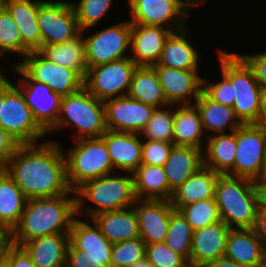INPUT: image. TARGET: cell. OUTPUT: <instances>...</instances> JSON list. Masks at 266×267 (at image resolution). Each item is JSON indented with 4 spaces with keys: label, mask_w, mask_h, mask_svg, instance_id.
Here are the masks:
<instances>
[{
    "label": "cell",
    "mask_w": 266,
    "mask_h": 267,
    "mask_svg": "<svg viewBox=\"0 0 266 267\" xmlns=\"http://www.w3.org/2000/svg\"><path fill=\"white\" fill-rule=\"evenodd\" d=\"M42 142L20 144L4 169L28 199L62 196L71 191L59 141Z\"/></svg>",
    "instance_id": "cell-1"
},
{
    "label": "cell",
    "mask_w": 266,
    "mask_h": 267,
    "mask_svg": "<svg viewBox=\"0 0 266 267\" xmlns=\"http://www.w3.org/2000/svg\"><path fill=\"white\" fill-rule=\"evenodd\" d=\"M76 217V194L73 190L62 196L28 199L19 223L10 232V242L20 246L38 237L70 233Z\"/></svg>",
    "instance_id": "cell-2"
},
{
    "label": "cell",
    "mask_w": 266,
    "mask_h": 267,
    "mask_svg": "<svg viewBox=\"0 0 266 267\" xmlns=\"http://www.w3.org/2000/svg\"><path fill=\"white\" fill-rule=\"evenodd\" d=\"M215 200L220 220L228 227L252 229L261 202L260 185L250 179L220 174Z\"/></svg>",
    "instance_id": "cell-3"
},
{
    "label": "cell",
    "mask_w": 266,
    "mask_h": 267,
    "mask_svg": "<svg viewBox=\"0 0 266 267\" xmlns=\"http://www.w3.org/2000/svg\"><path fill=\"white\" fill-rule=\"evenodd\" d=\"M217 55L221 73L233 85L236 116L243 124L255 123L266 94L257 82L253 68L235 52L217 49Z\"/></svg>",
    "instance_id": "cell-4"
},
{
    "label": "cell",
    "mask_w": 266,
    "mask_h": 267,
    "mask_svg": "<svg viewBox=\"0 0 266 267\" xmlns=\"http://www.w3.org/2000/svg\"><path fill=\"white\" fill-rule=\"evenodd\" d=\"M75 194L77 216H83L84 211L90 217L89 219L102 212L131 207L136 200L131 173L125 175L111 173L89 180L78 187ZM85 201L91 202L95 207L85 205L83 203Z\"/></svg>",
    "instance_id": "cell-5"
},
{
    "label": "cell",
    "mask_w": 266,
    "mask_h": 267,
    "mask_svg": "<svg viewBox=\"0 0 266 267\" xmlns=\"http://www.w3.org/2000/svg\"><path fill=\"white\" fill-rule=\"evenodd\" d=\"M65 127L77 130V134L72 135V140L102 137L108 130L104 102L85 87L63 96L56 124L47 133L61 131Z\"/></svg>",
    "instance_id": "cell-6"
},
{
    "label": "cell",
    "mask_w": 266,
    "mask_h": 267,
    "mask_svg": "<svg viewBox=\"0 0 266 267\" xmlns=\"http://www.w3.org/2000/svg\"><path fill=\"white\" fill-rule=\"evenodd\" d=\"M74 147L64 152L68 186L75 191L84 182L114 173L106 143L102 137L74 140Z\"/></svg>",
    "instance_id": "cell-7"
},
{
    "label": "cell",
    "mask_w": 266,
    "mask_h": 267,
    "mask_svg": "<svg viewBox=\"0 0 266 267\" xmlns=\"http://www.w3.org/2000/svg\"><path fill=\"white\" fill-rule=\"evenodd\" d=\"M127 1L131 24L161 26L173 32L186 28L189 11L194 6H199V0Z\"/></svg>",
    "instance_id": "cell-8"
},
{
    "label": "cell",
    "mask_w": 266,
    "mask_h": 267,
    "mask_svg": "<svg viewBox=\"0 0 266 267\" xmlns=\"http://www.w3.org/2000/svg\"><path fill=\"white\" fill-rule=\"evenodd\" d=\"M266 171V136L254 124H242L236 130L234 167L227 175L260 183Z\"/></svg>",
    "instance_id": "cell-9"
},
{
    "label": "cell",
    "mask_w": 266,
    "mask_h": 267,
    "mask_svg": "<svg viewBox=\"0 0 266 267\" xmlns=\"http://www.w3.org/2000/svg\"><path fill=\"white\" fill-rule=\"evenodd\" d=\"M15 84L4 95L0 127L19 144L39 143L48 133L35 120L21 90Z\"/></svg>",
    "instance_id": "cell-10"
},
{
    "label": "cell",
    "mask_w": 266,
    "mask_h": 267,
    "mask_svg": "<svg viewBox=\"0 0 266 267\" xmlns=\"http://www.w3.org/2000/svg\"><path fill=\"white\" fill-rule=\"evenodd\" d=\"M137 64L126 57L87 69L84 87L97 99L106 101L126 96Z\"/></svg>",
    "instance_id": "cell-11"
},
{
    "label": "cell",
    "mask_w": 266,
    "mask_h": 267,
    "mask_svg": "<svg viewBox=\"0 0 266 267\" xmlns=\"http://www.w3.org/2000/svg\"><path fill=\"white\" fill-rule=\"evenodd\" d=\"M86 45L87 69L126 57L131 44V23L129 20L102 28L91 35L84 36ZM129 48V49H128Z\"/></svg>",
    "instance_id": "cell-12"
},
{
    "label": "cell",
    "mask_w": 266,
    "mask_h": 267,
    "mask_svg": "<svg viewBox=\"0 0 266 267\" xmlns=\"http://www.w3.org/2000/svg\"><path fill=\"white\" fill-rule=\"evenodd\" d=\"M17 64L32 80L48 85L61 97L84 87V78L74 69L47 60L39 51L29 52Z\"/></svg>",
    "instance_id": "cell-13"
},
{
    "label": "cell",
    "mask_w": 266,
    "mask_h": 267,
    "mask_svg": "<svg viewBox=\"0 0 266 267\" xmlns=\"http://www.w3.org/2000/svg\"><path fill=\"white\" fill-rule=\"evenodd\" d=\"M42 46L65 43L81 33L71 1H45L38 7Z\"/></svg>",
    "instance_id": "cell-14"
},
{
    "label": "cell",
    "mask_w": 266,
    "mask_h": 267,
    "mask_svg": "<svg viewBox=\"0 0 266 267\" xmlns=\"http://www.w3.org/2000/svg\"><path fill=\"white\" fill-rule=\"evenodd\" d=\"M11 68L21 76L16 86L21 90L35 120L48 132L59 117L62 97L48 85L32 80L17 64Z\"/></svg>",
    "instance_id": "cell-15"
},
{
    "label": "cell",
    "mask_w": 266,
    "mask_h": 267,
    "mask_svg": "<svg viewBox=\"0 0 266 267\" xmlns=\"http://www.w3.org/2000/svg\"><path fill=\"white\" fill-rule=\"evenodd\" d=\"M108 130L140 134L151 119L154 106L128 95L104 101Z\"/></svg>",
    "instance_id": "cell-16"
},
{
    "label": "cell",
    "mask_w": 266,
    "mask_h": 267,
    "mask_svg": "<svg viewBox=\"0 0 266 267\" xmlns=\"http://www.w3.org/2000/svg\"><path fill=\"white\" fill-rule=\"evenodd\" d=\"M152 67L156 70L164 97L169 104H194L202 92V76L198 74L199 70Z\"/></svg>",
    "instance_id": "cell-17"
},
{
    "label": "cell",
    "mask_w": 266,
    "mask_h": 267,
    "mask_svg": "<svg viewBox=\"0 0 266 267\" xmlns=\"http://www.w3.org/2000/svg\"><path fill=\"white\" fill-rule=\"evenodd\" d=\"M232 228L222 220L194 230L190 253V267H206L224 257L226 243Z\"/></svg>",
    "instance_id": "cell-18"
},
{
    "label": "cell",
    "mask_w": 266,
    "mask_h": 267,
    "mask_svg": "<svg viewBox=\"0 0 266 267\" xmlns=\"http://www.w3.org/2000/svg\"><path fill=\"white\" fill-rule=\"evenodd\" d=\"M138 218L140 237L146 244L164 242L171 213L170 201L136 199L133 205Z\"/></svg>",
    "instance_id": "cell-19"
},
{
    "label": "cell",
    "mask_w": 266,
    "mask_h": 267,
    "mask_svg": "<svg viewBox=\"0 0 266 267\" xmlns=\"http://www.w3.org/2000/svg\"><path fill=\"white\" fill-rule=\"evenodd\" d=\"M168 28L131 24L130 58L138 66H153L161 57L162 50L169 35Z\"/></svg>",
    "instance_id": "cell-20"
},
{
    "label": "cell",
    "mask_w": 266,
    "mask_h": 267,
    "mask_svg": "<svg viewBox=\"0 0 266 267\" xmlns=\"http://www.w3.org/2000/svg\"><path fill=\"white\" fill-rule=\"evenodd\" d=\"M137 133L107 130L102 136L113 168L133 173L142 161V137ZM141 140V141H140Z\"/></svg>",
    "instance_id": "cell-21"
},
{
    "label": "cell",
    "mask_w": 266,
    "mask_h": 267,
    "mask_svg": "<svg viewBox=\"0 0 266 267\" xmlns=\"http://www.w3.org/2000/svg\"><path fill=\"white\" fill-rule=\"evenodd\" d=\"M69 244V233H57L29 240L20 246L36 267H58L66 265Z\"/></svg>",
    "instance_id": "cell-22"
},
{
    "label": "cell",
    "mask_w": 266,
    "mask_h": 267,
    "mask_svg": "<svg viewBox=\"0 0 266 267\" xmlns=\"http://www.w3.org/2000/svg\"><path fill=\"white\" fill-rule=\"evenodd\" d=\"M188 29L172 32L165 42L161 57L153 66H163L178 70H199L200 54L191 43Z\"/></svg>",
    "instance_id": "cell-23"
},
{
    "label": "cell",
    "mask_w": 266,
    "mask_h": 267,
    "mask_svg": "<svg viewBox=\"0 0 266 267\" xmlns=\"http://www.w3.org/2000/svg\"><path fill=\"white\" fill-rule=\"evenodd\" d=\"M90 220L96 223L111 244L140 237L138 218L133 206L102 212Z\"/></svg>",
    "instance_id": "cell-24"
},
{
    "label": "cell",
    "mask_w": 266,
    "mask_h": 267,
    "mask_svg": "<svg viewBox=\"0 0 266 267\" xmlns=\"http://www.w3.org/2000/svg\"><path fill=\"white\" fill-rule=\"evenodd\" d=\"M74 219L70 229V243L85 255L100 261H111L112 246L94 221ZM93 223V224H91Z\"/></svg>",
    "instance_id": "cell-25"
},
{
    "label": "cell",
    "mask_w": 266,
    "mask_h": 267,
    "mask_svg": "<svg viewBox=\"0 0 266 267\" xmlns=\"http://www.w3.org/2000/svg\"><path fill=\"white\" fill-rule=\"evenodd\" d=\"M44 0H7L5 9L17 23L22 43L30 51L42 47L41 32L37 24L38 7Z\"/></svg>",
    "instance_id": "cell-26"
},
{
    "label": "cell",
    "mask_w": 266,
    "mask_h": 267,
    "mask_svg": "<svg viewBox=\"0 0 266 267\" xmlns=\"http://www.w3.org/2000/svg\"><path fill=\"white\" fill-rule=\"evenodd\" d=\"M219 175L220 173L202 166L173 191L170 200L172 207L179 210L187 204L215 198V186Z\"/></svg>",
    "instance_id": "cell-27"
},
{
    "label": "cell",
    "mask_w": 266,
    "mask_h": 267,
    "mask_svg": "<svg viewBox=\"0 0 266 267\" xmlns=\"http://www.w3.org/2000/svg\"><path fill=\"white\" fill-rule=\"evenodd\" d=\"M199 110L194 104L179 105L175 109L173 144L204 150L205 134ZM206 138L204 139V137ZM204 139V140H203Z\"/></svg>",
    "instance_id": "cell-28"
},
{
    "label": "cell",
    "mask_w": 266,
    "mask_h": 267,
    "mask_svg": "<svg viewBox=\"0 0 266 267\" xmlns=\"http://www.w3.org/2000/svg\"><path fill=\"white\" fill-rule=\"evenodd\" d=\"M204 166L203 150L173 146L163 166L169 188L174 191Z\"/></svg>",
    "instance_id": "cell-29"
},
{
    "label": "cell",
    "mask_w": 266,
    "mask_h": 267,
    "mask_svg": "<svg viewBox=\"0 0 266 267\" xmlns=\"http://www.w3.org/2000/svg\"><path fill=\"white\" fill-rule=\"evenodd\" d=\"M265 255L266 250L253 229H231L224 257L240 265L254 267Z\"/></svg>",
    "instance_id": "cell-30"
},
{
    "label": "cell",
    "mask_w": 266,
    "mask_h": 267,
    "mask_svg": "<svg viewBox=\"0 0 266 267\" xmlns=\"http://www.w3.org/2000/svg\"><path fill=\"white\" fill-rule=\"evenodd\" d=\"M132 175L136 199L171 200L173 191L162 166L141 164Z\"/></svg>",
    "instance_id": "cell-31"
},
{
    "label": "cell",
    "mask_w": 266,
    "mask_h": 267,
    "mask_svg": "<svg viewBox=\"0 0 266 267\" xmlns=\"http://www.w3.org/2000/svg\"><path fill=\"white\" fill-rule=\"evenodd\" d=\"M194 105L200 113L204 132L210 131L213 135L233 132L243 123L236 116L233 107L221 105L210 100L203 92L195 100Z\"/></svg>",
    "instance_id": "cell-32"
},
{
    "label": "cell",
    "mask_w": 266,
    "mask_h": 267,
    "mask_svg": "<svg viewBox=\"0 0 266 267\" xmlns=\"http://www.w3.org/2000/svg\"><path fill=\"white\" fill-rule=\"evenodd\" d=\"M38 51L47 60L57 65L74 69L85 78L87 62L83 32L65 43L43 45Z\"/></svg>",
    "instance_id": "cell-33"
},
{
    "label": "cell",
    "mask_w": 266,
    "mask_h": 267,
    "mask_svg": "<svg viewBox=\"0 0 266 267\" xmlns=\"http://www.w3.org/2000/svg\"><path fill=\"white\" fill-rule=\"evenodd\" d=\"M229 133L208 135L203 150L204 166L220 174H227L235 163L236 130Z\"/></svg>",
    "instance_id": "cell-34"
},
{
    "label": "cell",
    "mask_w": 266,
    "mask_h": 267,
    "mask_svg": "<svg viewBox=\"0 0 266 267\" xmlns=\"http://www.w3.org/2000/svg\"><path fill=\"white\" fill-rule=\"evenodd\" d=\"M28 198L5 170H0V226L11 232L19 223Z\"/></svg>",
    "instance_id": "cell-35"
},
{
    "label": "cell",
    "mask_w": 266,
    "mask_h": 267,
    "mask_svg": "<svg viewBox=\"0 0 266 267\" xmlns=\"http://www.w3.org/2000/svg\"><path fill=\"white\" fill-rule=\"evenodd\" d=\"M127 95L155 108L169 104L164 97L156 70L152 66H137Z\"/></svg>",
    "instance_id": "cell-36"
},
{
    "label": "cell",
    "mask_w": 266,
    "mask_h": 267,
    "mask_svg": "<svg viewBox=\"0 0 266 267\" xmlns=\"http://www.w3.org/2000/svg\"><path fill=\"white\" fill-rule=\"evenodd\" d=\"M194 230L179 210L170 215L169 227L164 243L181 255L190 265L191 244Z\"/></svg>",
    "instance_id": "cell-37"
},
{
    "label": "cell",
    "mask_w": 266,
    "mask_h": 267,
    "mask_svg": "<svg viewBox=\"0 0 266 267\" xmlns=\"http://www.w3.org/2000/svg\"><path fill=\"white\" fill-rule=\"evenodd\" d=\"M176 106L178 107V105L168 104L166 106L156 107L152 113L151 119L140 133L141 137H145L142 140L173 143L174 108Z\"/></svg>",
    "instance_id": "cell-38"
},
{
    "label": "cell",
    "mask_w": 266,
    "mask_h": 267,
    "mask_svg": "<svg viewBox=\"0 0 266 267\" xmlns=\"http://www.w3.org/2000/svg\"><path fill=\"white\" fill-rule=\"evenodd\" d=\"M29 52L31 51L22 43L17 23L6 9L0 11V57L14 53L24 58Z\"/></svg>",
    "instance_id": "cell-39"
},
{
    "label": "cell",
    "mask_w": 266,
    "mask_h": 267,
    "mask_svg": "<svg viewBox=\"0 0 266 267\" xmlns=\"http://www.w3.org/2000/svg\"><path fill=\"white\" fill-rule=\"evenodd\" d=\"M179 211L186 218L193 230H199L207 225L220 221L215 198L187 204L182 206Z\"/></svg>",
    "instance_id": "cell-40"
},
{
    "label": "cell",
    "mask_w": 266,
    "mask_h": 267,
    "mask_svg": "<svg viewBox=\"0 0 266 267\" xmlns=\"http://www.w3.org/2000/svg\"><path fill=\"white\" fill-rule=\"evenodd\" d=\"M112 2L114 0H79L77 4L71 2L81 32L94 28L111 9Z\"/></svg>",
    "instance_id": "cell-41"
},
{
    "label": "cell",
    "mask_w": 266,
    "mask_h": 267,
    "mask_svg": "<svg viewBox=\"0 0 266 267\" xmlns=\"http://www.w3.org/2000/svg\"><path fill=\"white\" fill-rule=\"evenodd\" d=\"M146 243L141 237L115 243L112 246L111 267H130L145 258Z\"/></svg>",
    "instance_id": "cell-42"
},
{
    "label": "cell",
    "mask_w": 266,
    "mask_h": 267,
    "mask_svg": "<svg viewBox=\"0 0 266 267\" xmlns=\"http://www.w3.org/2000/svg\"><path fill=\"white\" fill-rule=\"evenodd\" d=\"M145 257L153 267H190L181 255L173 252L164 242L146 244Z\"/></svg>",
    "instance_id": "cell-43"
},
{
    "label": "cell",
    "mask_w": 266,
    "mask_h": 267,
    "mask_svg": "<svg viewBox=\"0 0 266 267\" xmlns=\"http://www.w3.org/2000/svg\"><path fill=\"white\" fill-rule=\"evenodd\" d=\"M221 78V81L214 84L202 77V92L216 103L233 107L235 103L233 85L222 73Z\"/></svg>",
    "instance_id": "cell-44"
},
{
    "label": "cell",
    "mask_w": 266,
    "mask_h": 267,
    "mask_svg": "<svg viewBox=\"0 0 266 267\" xmlns=\"http://www.w3.org/2000/svg\"><path fill=\"white\" fill-rule=\"evenodd\" d=\"M173 143L156 140L142 141L141 164L164 166L173 148Z\"/></svg>",
    "instance_id": "cell-45"
},
{
    "label": "cell",
    "mask_w": 266,
    "mask_h": 267,
    "mask_svg": "<svg viewBox=\"0 0 266 267\" xmlns=\"http://www.w3.org/2000/svg\"><path fill=\"white\" fill-rule=\"evenodd\" d=\"M66 267H111V261H100L87 256L84 251L76 249L70 243L67 250Z\"/></svg>",
    "instance_id": "cell-46"
},
{
    "label": "cell",
    "mask_w": 266,
    "mask_h": 267,
    "mask_svg": "<svg viewBox=\"0 0 266 267\" xmlns=\"http://www.w3.org/2000/svg\"><path fill=\"white\" fill-rule=\"evenodd\" d=\"M253 68L256 80L266 94V51L256 54H240Z\"/></svg>",
    "instance_id": "cell-47"
},
{
    "label": "cell",
    "mask_w": 266,
    "mask_h": 267,
    "mask_svg": "<svg viewBox=\"0 0 266 267\" xmlns=\"http://www.w3.org/2000/svg\"><path fill=\"white\" fill-rule=\"evenodd\" d=\"M4 258L11 267H36L26 251L18 245L10 243L4 253Z\"/></svg>",
    "instance_id": "cell-48"
},
{
    "label": "cell",
    "mask_w": 266,
    "mask_h": 267,
    "mask_svg": "<svg viewBox=\"0 0 266 267\" xmlns=\"http://www.w3.org/2000/svg\"><path fill=\"white\" fill-rule=\"evenodd\" d=\"M19 143L0 127V170H4L9 159L19 147Z\"/></svg>",
    "instance_id": "cell-49"
},
{
    "label": "cell",
    "mask_w": 266,
    "mask_h": 267,
    "mask_svg": "<svg viewBox=\"0 0 266 267\" xmlns=\"http://www.w3.org/2000/svg\"><path fill=\"white\" fill-rule=\"evenodd\" d=\"M252 229L266 250V205L262 201L258 206L255 223Z\"/></svg>",
    "instance_id": "cell-50"
},
{
    "label": "cell",
    "mask_w": 266,
    "mask_h": 267,
    "mask_svg": "<svg viewBox=\"0 0 266 267\" xmlns=\"http://www.w3.org/2000/svg\"><path fill=\"white\" fill-rule=\"evenodd\" d=\"M10 243V232L0 226V260L4 257L5 250Z\"/></svg>",
    "instance_id": "cell-51"
},
{
    "label": "cell",
    "mask_w": 266,
    "mask_h": 267,
    "mask_svg": "<svg viewBox=\"0 0 266 267\" xmlns=\"http://www.w3.org/2000/svg\"><path fill=\"white\" fill-rule=\"evenodd\" d=\"M206 267H246V266L240 265L226 257H222L218 258L216 261L209 263Z\"/></svg>",
    "instance_id": "cell-52"
},
{
    "label": "cell",
    "mask_w": 266,
    "mask_h": 267,
    "mask_svg": "<svg viewBox=\"0 0 266 267\" xmlns=\"http://www.w3.org/2000/svg\"><path fill=\"white\" fill-rule=\"evenodd\" d=\"M13 85L6 76H0V111L3 105L4 95Z\"/></svg>",
    "instance_id": "cell-53"
},
{
    "label": "cell",
    "mask_w": 266,
    "mask_h": 267,
    "mask_svg": "<svg viewBox=\"0 0 266 267\" xmlns=\"http://www.w3.org/2000/svg\"><path fill=\"white\" fill-rule=\"evenodd\" d=\"M266 136V98L264 100L260 116L258 120L254 123Z\"/></svg>",
    "instance_id": "cell-54"
},
{
    "label": "cell",
    "mask_w": 266,
    "mask_h": 267,
    "mask_svg": "<svg viewBox=\"0 0 266 267\" xmlns=\"http://www.w3.org/2000/svg\"><path fill=\"white\" fill-rule=\"evenodd\" d=\"M130 267H153V266L149 263V261L145 257L142 260L137 261L135 264H133Z\"/></svg>",
    "instance_id": "cell-55"
},
{
    "label": "cell",
    "mask_w": 266,
    "mask_h": 267,
    "mask_svg": "<svg viewBox=\"0 0 266 267\" xmlns=\"http://www.w3.org/2000/svg\"><path fill=\"white\" fill-rule=\"evenodd\" d=\"M261 201L266 205V185H260Z\"/></svg>",
    "instance_id": "cell-56"
},
{
    "label": "cell",
    "mask_w": 266,
    "mask_h": 267,
    "mask_svg": "<svg viewBox=\"0 0 266 267\" xmlns=\"http://www.w3.org/2000/svg\"><path fill=\"white\" fill-rule=\"evenodd\" d=\"M0 267H11L10 263L3 257L0 260Z\"/></svg>",
    "instance_id": "cell-57"
},
{
    "label": "cell",
    "mask_w": 266,
    "mask_h": 267,
    "mask_svg": "<svg viewBox=\"0 0 266 267\" xmlns=\"http://www.w3.org/2000/svg\"><path fill=\"white\" fill-rule=\"evenodd\" d=\"M254 267H266V255L263 257V259L258 263V265H255Z\"/></svg>",
    "instance_id": "cell-58"
},
{
    "label": "cell",
    "mask_w": 266,
    "mask_h": 267,
    "mask_svg": "<svg viewBox=\"0 0 266 267\" xmlns=\"http://www.w3.org/2000/svg\"><path fill=\"white\" fill-rule=\"evenodd\" d=\"M7 0H0V11L5 10Z\"/></svg>",
    "instance_id": "cell-59"
},
{
    "label": "cell",
    "mask_w": 266,
    "mask_h": 267,
    "mask_svg": "<svg viewBox=\"0 0 266 267\" xmlns=\"http://www.w3.org/2000/svg\"><path fill=\"white\" fill-rule=\"evenodd\" d=\"M259 185H266V171H265V174H264L262 180L260 181Z\"/></svg>",
    "instance_id": "cell-60"
},
{
    "label": "cell",
    "mask_w": 266,
    "mask_h": 267,
    "mask_svg": "<svg viewBox=\"0 0 266 267\" xmlns=\"http://www.w3.org/2000/svg\"><path fill=\"white\" fill-rule=\"evenodd\" d=\"M0 60H1V57H0ZM2 75H4V74L2 73V71H1V69H0V76H2Z\"/></svg>",
    "instance_id": "cell-61"
},
{
    "label": "cell",
    "mask_w": 266,
    "mask_h": 267,
    "mask_svg": "<svg viewBox=\"0 0 266 267\" xmlns=\"http://www.w3.org/2000/svg\"><path fill=\"white\" fill-rule=\"evenodd\" d=\"M204 1H206V0H199V4H201V3L204 2Z\"/></svg>",
    "instance_id": "cell-62"
}]
</instances>
